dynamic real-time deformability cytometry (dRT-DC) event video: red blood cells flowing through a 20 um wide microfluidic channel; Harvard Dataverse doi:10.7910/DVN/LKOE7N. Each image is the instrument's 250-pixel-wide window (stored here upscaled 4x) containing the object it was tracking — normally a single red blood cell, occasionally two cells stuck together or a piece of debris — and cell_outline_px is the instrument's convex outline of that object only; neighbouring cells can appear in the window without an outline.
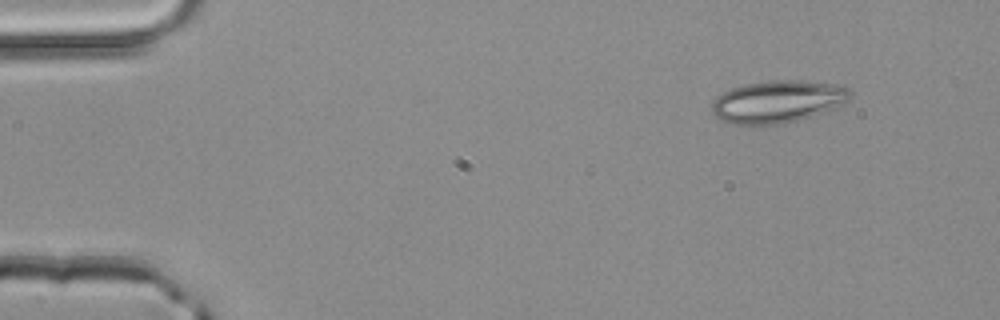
{"species": "common noctule bat (a hibernating species)", "species_latin": "Nyctalus noctula", "temperature_condition": "room temperature", "stored_images_in_passage": 3, "camera_frame_rate_fps": 3000, "um_per_image_px": 0.085, "animal": {"sex": "male", "body_mass_g": 20.4}, "frame": {"image": 1, "passage_image": 1, "time_ms": 0.0, "image_size_px": [1000, 320], "cell_outline_px": [[852, 96], [848, 100], [824, 112], [812, 116], [780, 124], [732, 124], [720, 120], [712, 112], [712, 100], [716, 96], [732, 88], [744, 84], [772, 80], [800, 80], [840, 84], [848, 88], [852, 92]], "centroid_in_image_um": [66.1, 8.62], "position_along_channel_um": 18.9, "area_um2": 34.16}}